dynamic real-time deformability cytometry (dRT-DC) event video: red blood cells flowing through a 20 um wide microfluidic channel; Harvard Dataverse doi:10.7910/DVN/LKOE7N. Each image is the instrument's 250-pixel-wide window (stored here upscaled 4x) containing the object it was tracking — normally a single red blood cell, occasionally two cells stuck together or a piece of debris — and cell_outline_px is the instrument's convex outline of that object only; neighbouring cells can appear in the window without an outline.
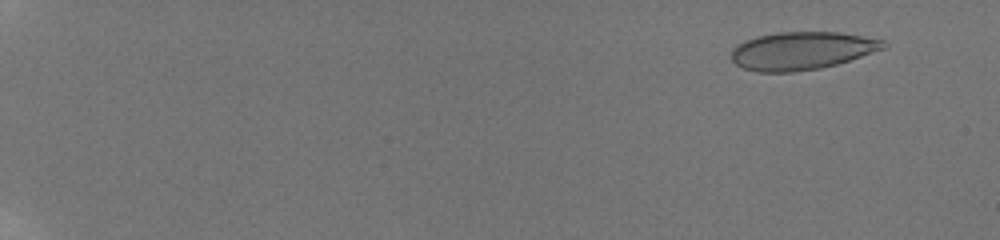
{"species": "human", "species_latin": "Homo sapiens", "temperature_condition": "room temperature", "stored_images_in_passage": 12, "camera_frame_rate_fps": 3000, "um_per_image_px": 0.085, "donor": {"sex": "male"}, "frame": {"image": 1, "passage_image": 3, "time_ms": 1.667, "image_size_px": [1000, 240], "cell_outline_px": [[888, 48], [836, 64], [820, 68], [792, 72], [756, 72], [744, 68], [736, 64], [732, 60], [732, 48], [736, 44], [744, 40], [756, 36], [776, 32], [840, 32], [884, 40], [888, 44]], "centroid_in_image_um": [68.16, 4.3], "position_along_channel_um": 16.8, "area_um2": 33.81}}
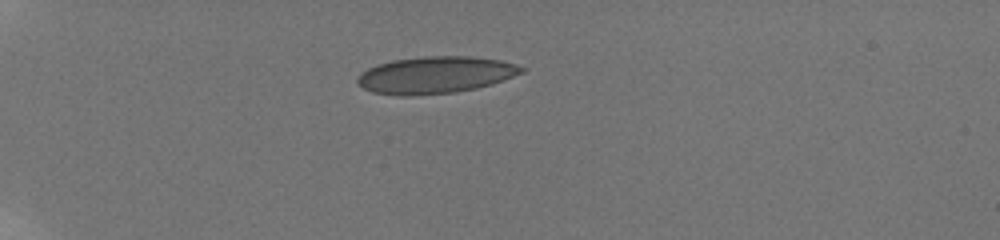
{"frame": {"image": 2, "passage_image": 8, "time_ms": 6.333, "image_size_px": [1000, 240], "cell_outline_px": [[528, 68], [524, 72], [492, 84], [476, 88], [452, 92], [404, 96], [400, 96], [372, 92], [356, 84], [356, 80], [360, 72], [368, 68], [392, 60], [424, 56], [468, 56], [500, 60], [516, 64]], "centroid_in_image_um": [37.0, 6.36], "position_along_channel_um": 48.0, "area_um2": 35.32}}
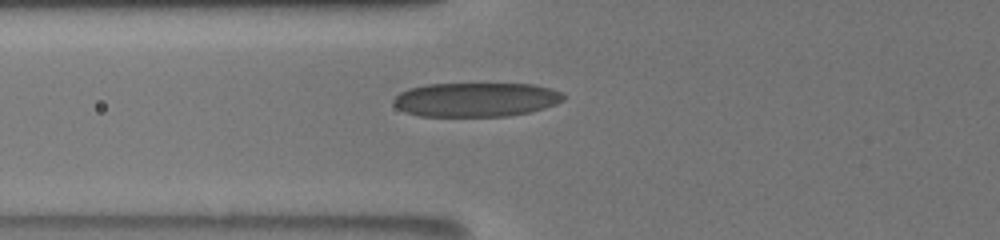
{"frame": {"image": 3, "passage_image": 11, "time_ms": 8.667, "image_size_px": [1000, 240], "cell_outline_px": [[564, 100], [556, 104], [544, 108], [528, 112], [508, 116], [420, 116], [404, 112], [396, 108], [392, 104], [392, 100], [400, 92], [408, 88], [424, 84], [532, 84], [548, 88], [560, 92], [564, 96]], "centroid_in_image_um": [40.39, 8.47], "position_along_channel_um": 85.4, "area_um2": 33.93}}